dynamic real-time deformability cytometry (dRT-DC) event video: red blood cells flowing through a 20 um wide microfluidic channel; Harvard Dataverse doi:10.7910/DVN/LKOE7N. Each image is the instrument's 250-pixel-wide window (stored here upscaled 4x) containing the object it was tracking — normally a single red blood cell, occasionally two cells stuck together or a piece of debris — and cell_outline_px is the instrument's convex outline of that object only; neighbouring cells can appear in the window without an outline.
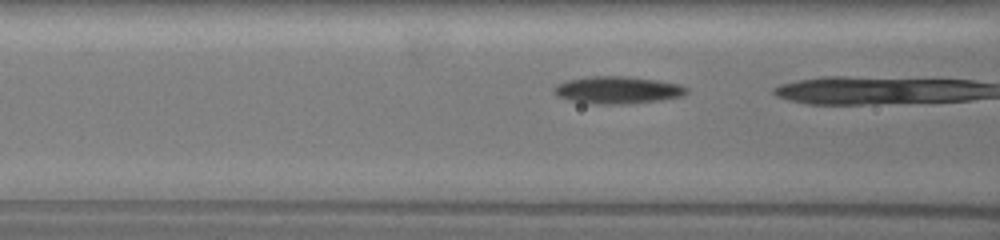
{"species": "common noctule bat (a hibernating species)", "species_latin": "Nyctalus noctula", "temperature_condition": "warm", "stored_images_in_passage": 13, "camera_frame_rate_fps": 3000, "um_per_image_px": 0.085, "animal": {"sex": "female", "body_mass_g": 19.5, "forearm_length_mm": 54.1}, "frame": {"image": 1, "passage_image": 4, "time_ms": 1.0, "image_size_px": [1000, 240], "cell_outline_px": [[688, 92], [680, 96], [656, 100], [620, 104], [596, 104], [572, 100], [556, 96], [552, 92], [552, 88], [556, 84], [568, 80], [592, 76], [624, 76], [656, 80], [680, 84], [688, 88]], "centroid_in_image_um": [52.44, 7.64], "position_along_channel_um": 114.2, "area_um2": 20.81}}